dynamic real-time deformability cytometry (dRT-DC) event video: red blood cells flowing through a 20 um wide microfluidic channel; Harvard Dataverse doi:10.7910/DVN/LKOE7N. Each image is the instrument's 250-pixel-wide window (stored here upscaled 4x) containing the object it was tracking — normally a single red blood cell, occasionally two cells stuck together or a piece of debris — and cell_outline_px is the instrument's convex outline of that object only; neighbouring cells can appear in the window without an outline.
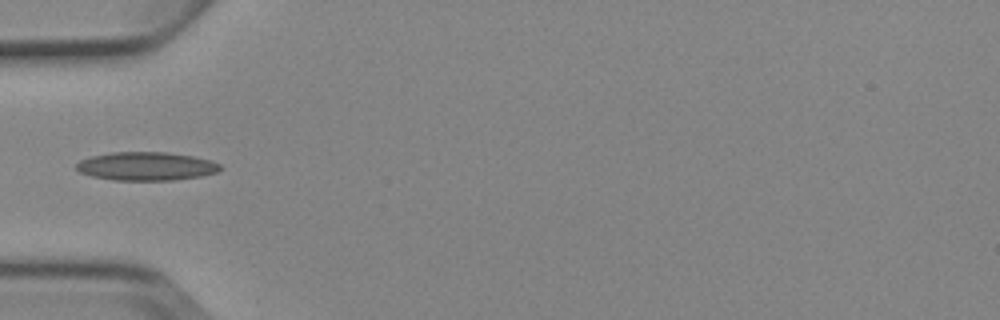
{"species": "Egyptian fruit bat (a non-hibernating species)", "species_latin": "Rousettus aegyptiacus", "temperature_condition": "cold", "stored_images_in_passage": 4, "camera_frame_rate_fps": 3000, "um_per_image_px": 0.085, "animal": {"sex": "female"}, "frame": {"image": 1, "passage_image": 4, "time_ms": 3.333, "image_size_px": [1000, 320], "cell_outline_px": [[220, 168], [216, 172], [200, 176], [172, 180], [112, 180], [92, 176], [80, 172], [76, 168], [76, 164], [80, 160], [92, 156], [112, 152], [168, 152], [192, 156], [208, 160], [220, 164]], "centroid_in_image_um": [12.39, 14.13], "position_along_channel_um": 72.6, "area_um2": 23.64}}